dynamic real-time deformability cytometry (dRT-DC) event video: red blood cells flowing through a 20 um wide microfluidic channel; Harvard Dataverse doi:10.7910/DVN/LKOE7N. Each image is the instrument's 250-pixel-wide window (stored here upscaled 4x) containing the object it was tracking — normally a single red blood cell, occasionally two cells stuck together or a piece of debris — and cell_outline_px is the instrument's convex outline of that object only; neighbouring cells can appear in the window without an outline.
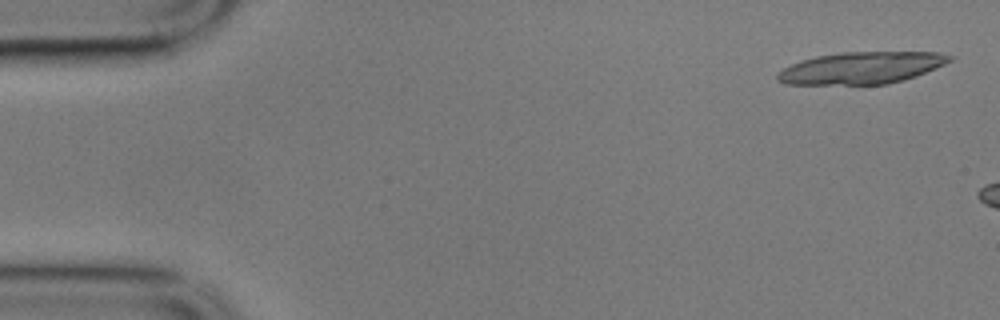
{"species": "common noctule bat (a hibernating species)", "species_latin": "Nyctalus noctula", "temperature_condition": "cold", "stored_images_in_passage": 7, "camera_frame_rate_fps": 3000, "um_per_image_px": 0.085, "animal": {"sex": "male", "body_mass_g": 17.9}, "frame": {"image": 1, "passage_image": 2, "time_ms": 0.333, "image_size_px": [1000, 320], "cell_outline_px": [[956, 56], [952, 60], [936, 68], [916, 76], [904, 80], [888, 84], [784, 84], [776, 80], [776, 72], [800, 60], [816, 56], [844, 52], [940, 52]], "centroid_in_image_um": [73.23, 5.77], "position_along_channel_um": 11.8, "area_um2": 32.19}}